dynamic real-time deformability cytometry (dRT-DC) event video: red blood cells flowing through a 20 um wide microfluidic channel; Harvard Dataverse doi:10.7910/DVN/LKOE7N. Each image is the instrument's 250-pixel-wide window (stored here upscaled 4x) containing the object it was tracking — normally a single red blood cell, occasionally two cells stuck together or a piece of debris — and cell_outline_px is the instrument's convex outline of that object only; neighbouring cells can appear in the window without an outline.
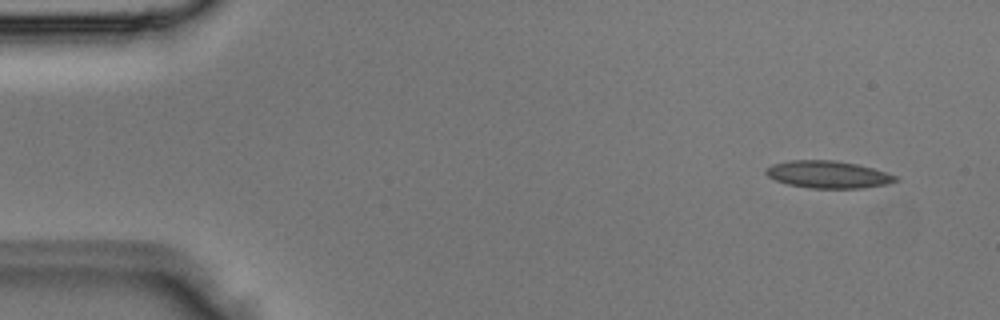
{"species": "Egyptian fruit bat (a non-hibernating species)", "species_latin": "Rousettus aegyptiacus", "temperature_condition": "room temperature", "stored_images_in_passage": 4, "segment_of_instrument_passage": [1, 2], "camera_frame_rate_fps": 3000, "um_per_image_px": 0.085, "animal": {"sex": "male"}, "frame": {"image": 1, "passage_image": 1, "time_ms": 0.0, "image_size_px": [1000, 320], "cell_outline_px": [[900, 180], [888, 184], [864, 188], [812, 188], [788, 184], [776, 180], [768, 176], [764, 172], [764, 168], [772, 164], [788, 160], [836, 160], [856, 164], [872, 168], [896, 176]], "centroid_in_image_um": [70.36, 14.83], "position_along_channel_um": 14.6, "area_um2": 20.63}}